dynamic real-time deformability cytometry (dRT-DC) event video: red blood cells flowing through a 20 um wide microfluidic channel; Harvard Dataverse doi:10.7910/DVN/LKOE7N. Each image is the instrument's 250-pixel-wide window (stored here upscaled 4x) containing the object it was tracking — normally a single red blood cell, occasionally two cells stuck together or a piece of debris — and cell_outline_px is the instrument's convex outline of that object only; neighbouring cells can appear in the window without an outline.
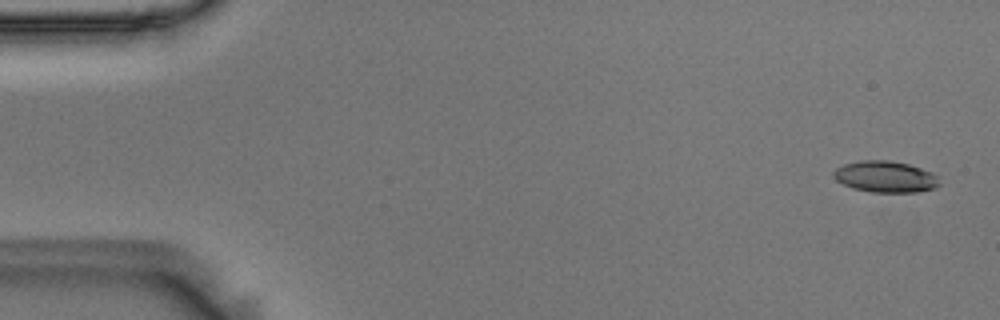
{"species": "Egyptian fruit bat (a non-hibernating species)", "species_latin": "Rousettus aegyptiacus", "temperature_condition": "room temperature", "stored_images_in_passage": 55, "camera_frame_rate_fps": 3000, "um_per_image_px": 0.085, "animal": {"sex": "male"}, "frame": {"image": 1, "passage_image": 2, "time_ms": 0.333, "image_size_px": [1000, 320], "cell_outline_px": [[940, 184], [936, 188], [916, 192], [872, 192], [852, 188], [836, 180], [832, 176], [832, 172], [836, 168], [844, 164], [860, 160], [888, 160], [908, 164], [932, 172], [936, 176]], "centroid_in_image_um": [75.24, 15.02], "position_along_channel_um": 9.8, "area_um2": 19.36}}
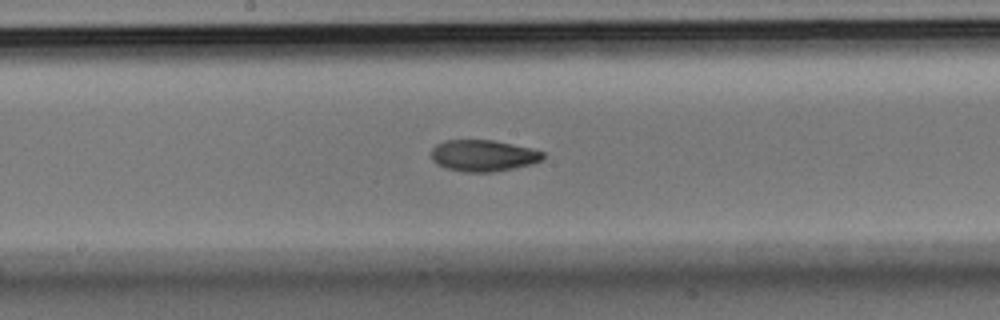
{"frame": {"image": 2, "passage_image": 29, "time_ms": 9.333, "image_size_px": [1000, 320], "cell_outline_px": [[544, 156], [540, 160], [532, 164], [492, 172], [464, 172], [444, 168], [436, 164], [432, 160], [432, 148], [436, 144], [444, 140], [492, 140], [532, 148], [544, 152]], "centroid_in_image_um": [41.04, 13.23], "position_along_channel_um": 207.2, "area_um2": 20.52}}
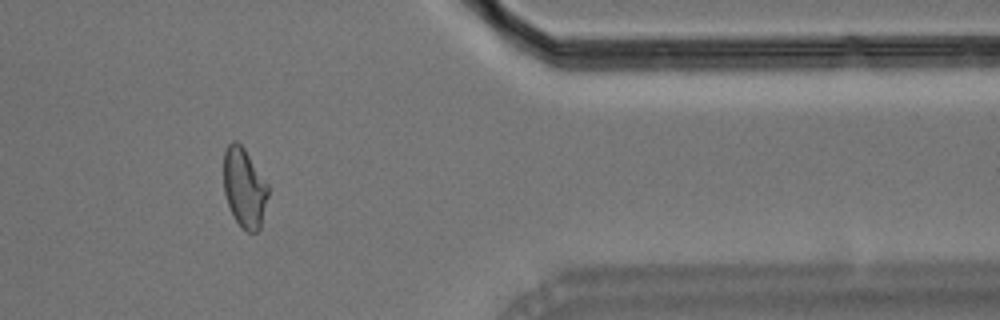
{"frame": {"image": 3, "passage_image": 46, "time_ms": 15.0, "image_size_px": [1000, 320], "cell_outline_px": [[268, 196], [260, 228], [256, 232], [248, 232], [236, 220], [228, 204], [224, 192], [224, 152], [228, 144], [232, 140], [236, 140], [244, 148], [268, 184]], "centroid_in_image_um": [20.77, 15.93], "position_along_channel_um": 390.6, "area_um2": 20.35}, "authors_computed_cell_mechanics": {"area_um2": 20.519, "velocity_mm_per_s": 3.6164, "shape_relaxation_time_tau1_ms": 6.6974, "shape_relaxation_time_tau2_ms": 3.22, "deformation_change_tau1": 0.1789, "deformation_change_tau2": 0.0915}}